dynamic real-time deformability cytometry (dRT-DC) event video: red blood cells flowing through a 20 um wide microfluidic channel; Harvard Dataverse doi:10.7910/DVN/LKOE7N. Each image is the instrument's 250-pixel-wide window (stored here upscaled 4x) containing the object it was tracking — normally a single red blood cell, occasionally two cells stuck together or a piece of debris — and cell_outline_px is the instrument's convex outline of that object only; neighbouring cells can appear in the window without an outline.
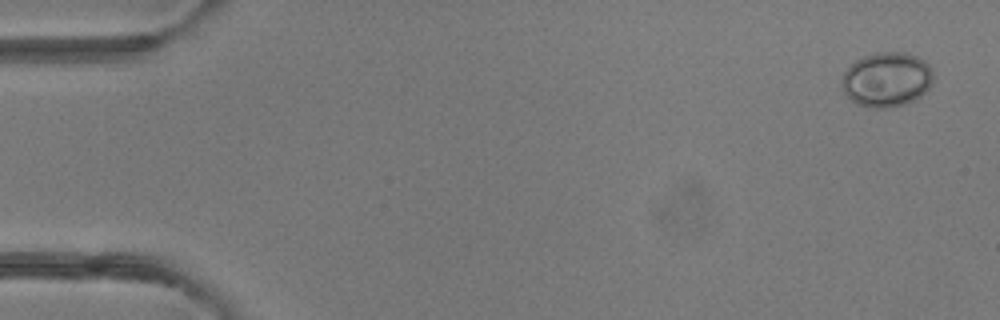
{"species": "common noctule bat (a hibernating species)", "species_latin": "Nyctalus noctula", "temperature_condition": "room temperature", "stored_images_in_passage": 8, "camera_frame_rate_fps": 3000, "um_per_image_px": 0.085, "animal": {"sex": "female"}, "frame": {"image": 1, "passage_image": 1, "time_ms": 0.0, "image_size_px": [1000, 320], "cell_outline_px": [[932, 84], [916, 100], [904, 104], [888, 108], [872, 108], [856, 104], [844, 92], [840, 84], [840, 80], [844, 72], [856, 60], [864, 56], [876, 52], [904, 52], [916, 56], [924, 60], [932, 68]], "centroid_in_image_um": [75.36, 6.76], "position_along_channel_um": 9.6, "area_um2": 29.3}}
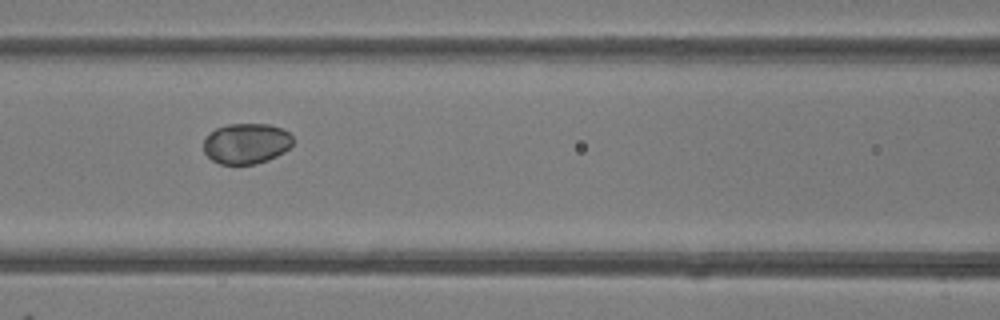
{"frame": {"image": 2, "passage_image": 6, "time_ms": 6.667, "image_size_px": [1000, 320], "cell_outline_px": [[292, 144], [284, 152], [268, 160], [256, 164], [220, 164], [212, 160], [204, 152], [204, 140], [216, 128], [228, 124], [268, 124], [284, 128], [292, 136]], "centroid_in_image_um": [20.95, 12.2], "position_along_channel_um": 145.6, "area_um2": 21.1}}
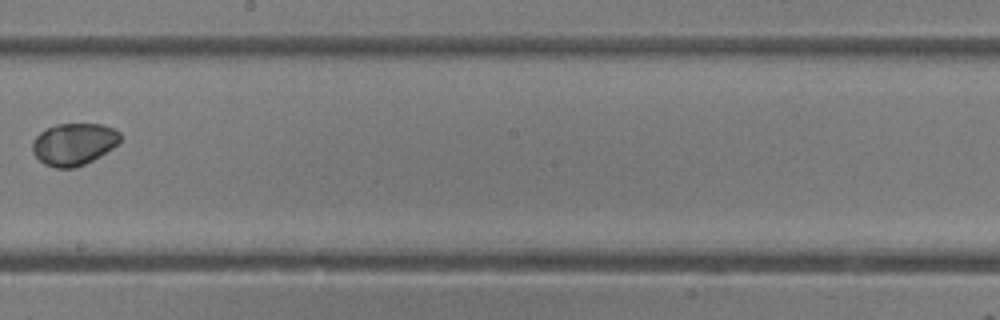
{"frame": {"image": 3, "passage_image": 8, "time_ms": 9.0, "image_size_px": [1000, 320], "cell_outline_px": [[120, 140], [112, 148], [100, 156], [84, 164], [72, 168], [56, 168], [44, 164], [32, 152], [32, 140], [40, 132], [56, 124], [100, 124], [112, 128], [120, 132]], "centroid_in_image_um": [6.25, 12.25], "position_along_channel_um": 242.0, "area_um2": 21.39}}